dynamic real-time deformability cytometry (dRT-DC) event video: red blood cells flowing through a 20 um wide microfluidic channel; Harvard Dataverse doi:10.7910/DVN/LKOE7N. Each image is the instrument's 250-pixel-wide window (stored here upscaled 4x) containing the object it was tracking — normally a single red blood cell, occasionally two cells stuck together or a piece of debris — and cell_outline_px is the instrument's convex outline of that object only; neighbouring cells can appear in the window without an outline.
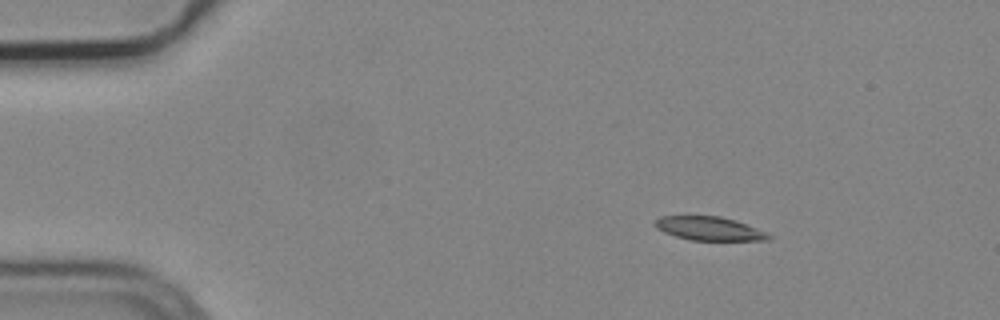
{"species": "common noctule bat (a hibernating species)", "species_latin": "Nyctalus noctula", "temperature_condition": "cold", "stored_images_in_passage": 3, "camera_frame_rate_fps": 3000, "um_per_image_px": 0.085, "animal": {"sex": "male", "body_mass_g": 19.2, "forearm_length_mm": 51.8}, "frame": {"image": 1, "passage_image": 1, "time_ms": 0.0, "image_size_px": [1000, 320], "cell_outline_px": [[772, 236], [768, 240], [688, 240], [664, 232], [656, 228], [652, 224], [660, 216], [720, 216], [736, 220], [768, 232]], "centroid_in_image_um": [60.29, 19.42], "position_along_channel_um": 24.7, "area_um2": 15.78}}